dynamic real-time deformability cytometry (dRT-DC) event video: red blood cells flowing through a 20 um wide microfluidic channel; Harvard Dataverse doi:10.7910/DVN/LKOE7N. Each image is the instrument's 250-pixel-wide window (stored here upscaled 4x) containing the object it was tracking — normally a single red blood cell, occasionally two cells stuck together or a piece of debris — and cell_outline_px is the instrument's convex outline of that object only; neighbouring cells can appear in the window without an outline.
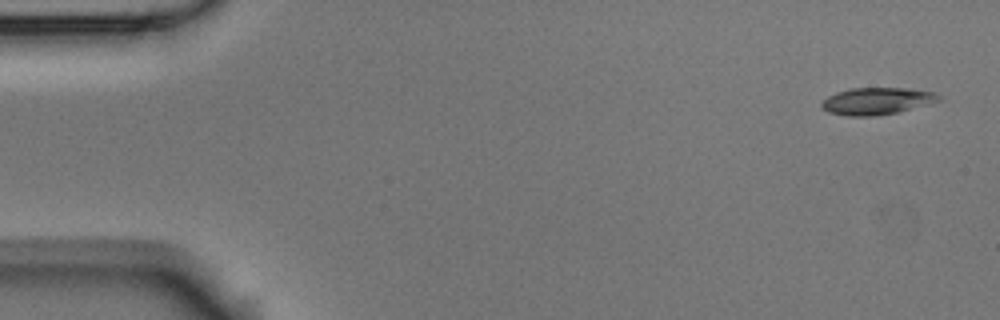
{"species": "Egyptian fruit bat (a non-hibernating species)", "species_latin": "Rousettus aegyptiacus", "temperature_condition": "room temperature", "stored_images_in_passage": 5, "camera_frame_rate_fps": 3000, "um_per_image_px": 0.085, "animal": {"sex": "male"}, "frame": {"image": 1, "passage_image": 1, "time_ms": 0.0, "image_size_px": [1000, 320], "cell_outline_px": [[940, 100], [896, 112], [876, 116], [848, 116], [828, 112], [820, 104], [828, 96], [836, 92], [852, 88], [904, 88], [936, 92], [940, 96]], "centroid_in_image_um": [74.5, 8.58], "position_along_channel_um": 10.5, "area_um2": 18.15}}
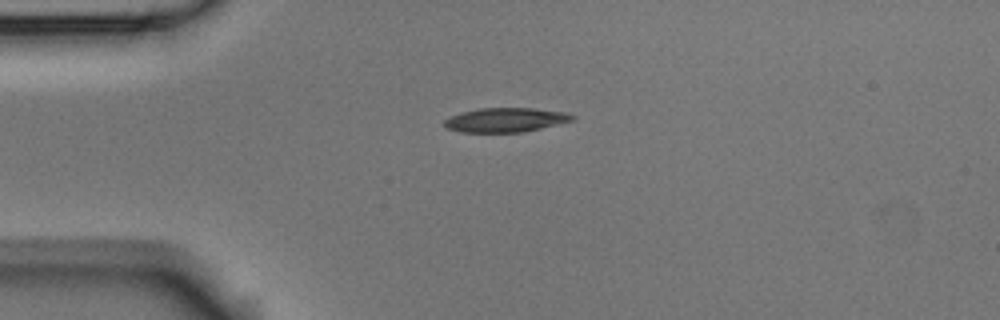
{"frame": {"image": 2, "passage_image": 4, "time_ms": 3.667, "image_size_px": [1000, 320], "cell_outline_px": [[576, 120], [524, 132], [460, 132], [448, 128], [444, 124], [444, 120], [452, 116], [464, 112], [480, 108], [532, 108], [568, 112], [576, 116]], "centroid_in_image_um": [43.06, 10.19], "position_along_channel_um": 41.9, "area_um2": 18.09}}